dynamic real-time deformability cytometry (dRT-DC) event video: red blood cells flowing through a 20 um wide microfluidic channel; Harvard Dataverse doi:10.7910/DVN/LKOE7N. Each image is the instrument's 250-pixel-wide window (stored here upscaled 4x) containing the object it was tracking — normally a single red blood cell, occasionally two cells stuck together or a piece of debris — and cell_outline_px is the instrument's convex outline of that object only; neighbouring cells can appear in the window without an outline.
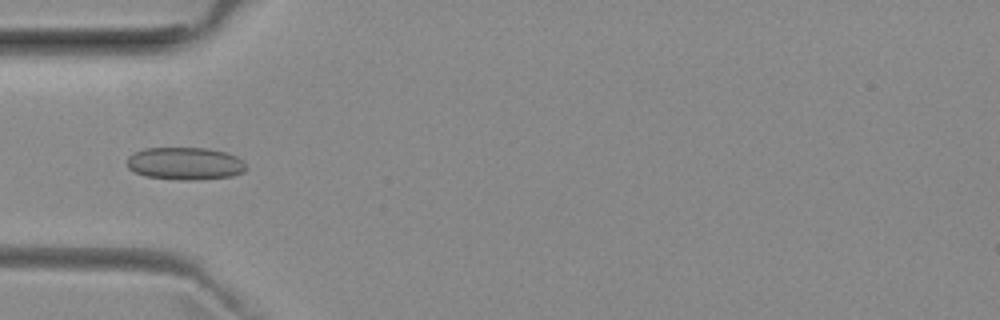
{"species": "common noctule bat (a hibernating species)", "species_latin": "Nyctalus noctula", "temperature_condition": "room temperature", "stored_images_in_passage": 50, "camera_frame_rate_fps": 3000, "um_per_image_px": 0.085, "animal": {"sex": "female", "body_mass_g": 29.2, "forearm_length_mm": 56.3}, "frame": {"image": 1, "passage_image": 15, "time_ms": 4.667, "image_size_px": [1000, 320], "cell_outline_px": [[248, 168], [244, 172], [232, 176], [196, 180], [180, 180], [144, 176], [128, 168], [128, 156], [144, 148], [208, 148], [224, 152], [236, 156]], "centroid_in_image_um": [15.74, 13.91], "position_along_channel_um": 69.3, "area_um2": 22.54}}
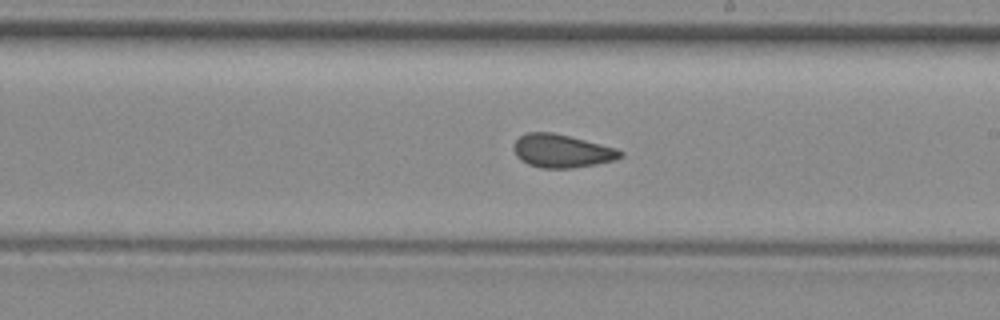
{"frame": {"image": 2, "passage_image": 28, "time_ms": 9.0, "image_size_px": [1000, 320], "cell_outline_px": [[624, 156], [616, 160], [596, 164], [572, 168], [540, 168], [528, 164], [520, 160], [516, 156], [512, 148], [516, 140], [520, 136], [528, 132], [552, 132], [616, 148], [624, 152]], "centroid_in_image_um": [47.75, 12.84], "position_along_channel_um": 241.3, "area_um2": 20.69}}
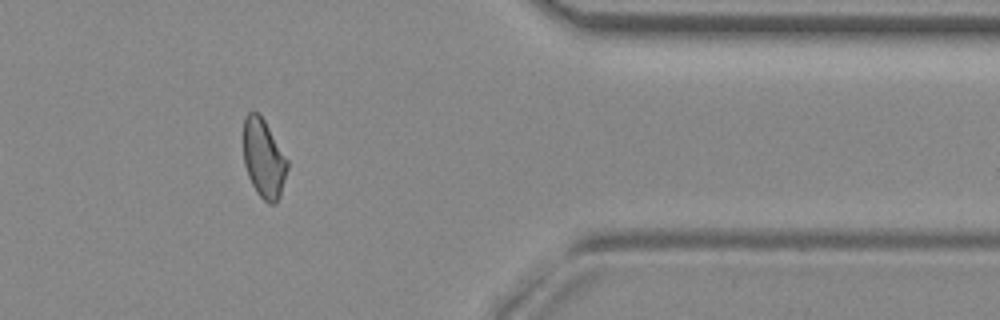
{"frame": {"image": 3, "passage_image": 41, "time_ms": 13.333, "image_size_px": [1000, 320], "cell_outline_px": [[288, 168], [280, 196], [276, 204], [268, 204], [256, 192], [248, 176], [244, 164], [244, 116], [248, 112], [256, 112], [264, 120], [288, 160]], "centroid_in_image_um": [22.42, 13.5], "position_along_channel_um": 389.0, "area_um2": 20.06}, "authors_computed_cell_mechanics": {"area_um2": 20.8369, "velocity_mm_per_s": 3.9631, "shape_relaxation_time_tau1_ms": null, "shape_relaxation_time_tau2_ms": 2.3214, "deformation_change_tau1": null, "deformation_change_tau2": 0.071}}